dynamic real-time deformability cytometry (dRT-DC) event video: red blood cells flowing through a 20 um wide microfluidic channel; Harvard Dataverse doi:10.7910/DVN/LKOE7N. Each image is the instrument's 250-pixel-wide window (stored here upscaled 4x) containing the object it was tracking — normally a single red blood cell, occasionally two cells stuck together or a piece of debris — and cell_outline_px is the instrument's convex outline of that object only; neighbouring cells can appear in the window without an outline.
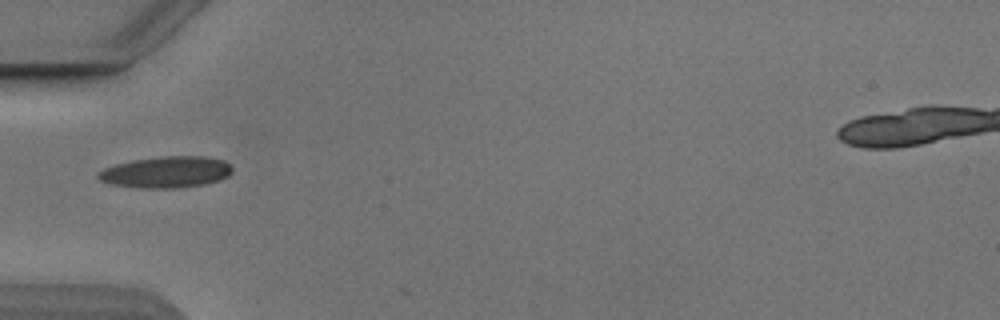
{"species": "Egyptian fruit bat (a non-hibernating species)", "species_latin": "Rousettus aegyptiacus", "temperature_condition": "cold", "stored_images_in_passage": 3, "camera_frame_rate_fps": 3000, "um_per_image_px": 0.085, "animal": {"sex": "male"}, "frame": {"image": 1, "passage_image": 1, "time_ms": 0.0, "image_size_px": [1000, 320], "cell_outline_px": [[232, 172], [228, 176], [220, 180], [204, 184], [172, 188], [140, 188], [112, 184], [100, 180], [96, 176], [96, 172], [104, 168], [116, 164], [132, 160], [160, 156], [208, 156], [224, 160], [232, 168]], "centroid_in_image_um": [14.12, 14.62], "position_along_channel_um": 70.9, "area_um2": 24.62}}